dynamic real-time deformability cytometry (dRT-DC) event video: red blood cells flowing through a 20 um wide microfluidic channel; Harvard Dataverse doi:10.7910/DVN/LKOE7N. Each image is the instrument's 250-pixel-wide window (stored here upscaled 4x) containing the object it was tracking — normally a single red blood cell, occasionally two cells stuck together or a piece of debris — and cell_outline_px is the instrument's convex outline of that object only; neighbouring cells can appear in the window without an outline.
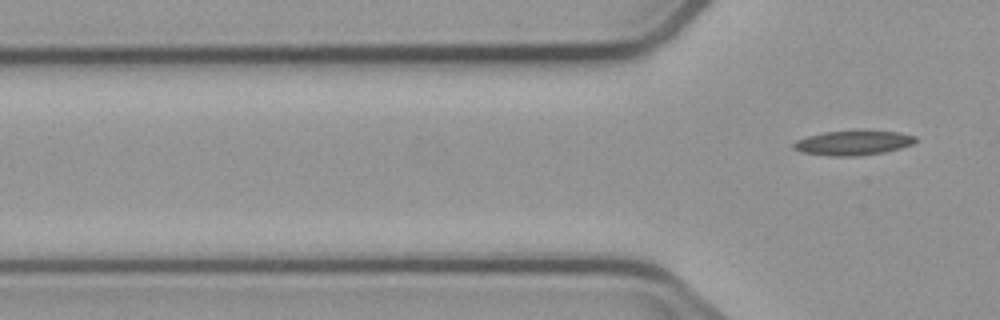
{"species": "common noctule bat (a hibernating species)", "species_latin": "Nyctalus noctula", "temperature_condition": "cold", "stored_images_in_passage": 6, "camera_frame_rate_fps": 3000, "um_per_image_px": 0.085, "animal": {"sex": "male", "body_mass_g": 23.1, "forearm_length_mm": 52.7}, "frame": {"image": 1, "passage_image": 6, "time_ms": 6.333, "image_size_px": [1000, 320], "cell_outline_px": [[916, 140], [912, 144], [900, 148], [884, 152], [860, 156], [828, 156], [800, 152], [792, 148], [792, 144], [796, 140], [808, 136], [824, 132], [896, 132], [916, 136]], "centroid_in_image_um": [72.45, 12.17], "position_along_channel_um": 53.3, "area_um2": 17.11}}